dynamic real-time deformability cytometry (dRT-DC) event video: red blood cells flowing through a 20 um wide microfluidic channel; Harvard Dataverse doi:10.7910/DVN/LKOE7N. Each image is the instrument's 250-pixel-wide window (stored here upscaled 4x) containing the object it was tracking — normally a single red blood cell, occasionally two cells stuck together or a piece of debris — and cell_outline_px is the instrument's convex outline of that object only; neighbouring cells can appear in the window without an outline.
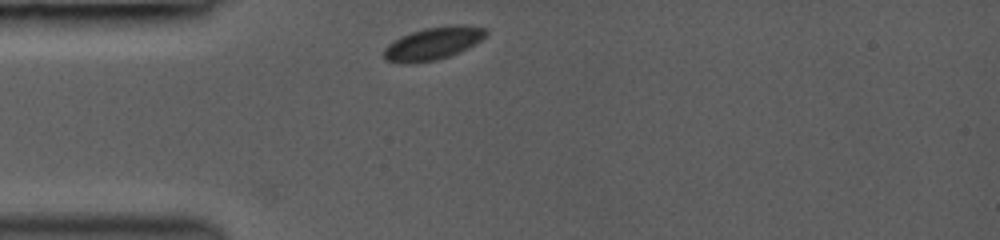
{"species": "common noctule bat (a hibernating species)", "species_latin": "Nyctalus noctula", "temperature_condition": "room temperature", "stored_images_in_passage": 20, "camera_frame_rate_fps": 3000, "um_per_image_px": 0.085, "animal": {"sex": "female", "body_mass_g": 19.0, "forearm_length_mm": 53.3}, "frame": {"image": 1, "passage_image": 1, "time_ms": 0.0, "image_size_px": [1000, 240], "cell_outline_px": [[488, 32], [476, 44], [468, 48], [448, 56], [436, 60], [412, 64], [404, 64], [384, 60], [384, 48], [392, 40], [400, 36], [424, 28], [452, 24], [464, 24], [488, 28]], "centroid_in_image_um": [36.8, 3.68], "position_along_channel_um": 48.2, "area_um2": 19.77}}
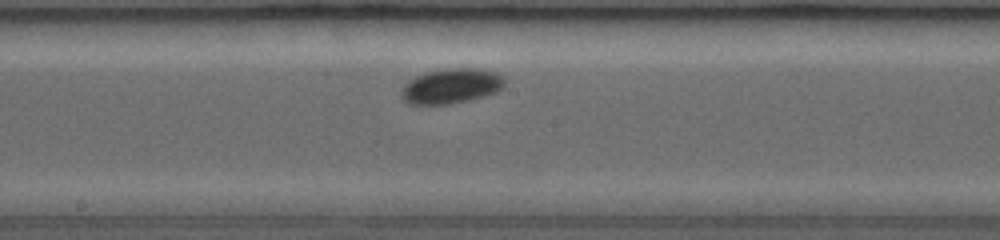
{"frame": {"image": 2, "passage_image": 10, "time_ms": 4.333, "image_size_px": [1000, 240], "cell_outline_px": [[504, 88], [496, 92], [484, 96], [468, 100], [448, 104], [408, 104], [400, 96], [400, 88], [408, 80], [424, 72], [444, 68], [480, 68], [496, 72], [504, 76]], "centroid_in_image_um": [38.34, 7.3], "position_along_channel_um": 209.9, "area_um2": 21.44}}
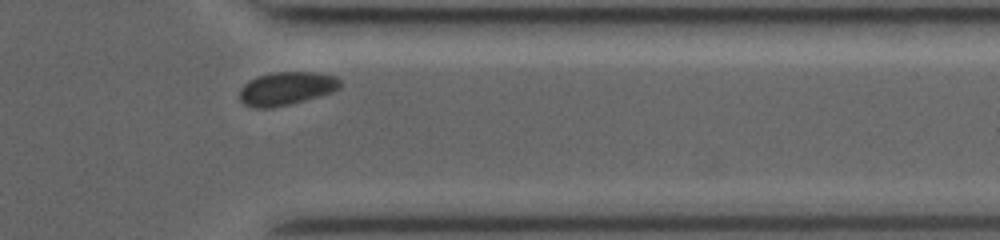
{"frame": {"image": 3, "passage_image": 19, "time_ms": 8.667, "image_size_px": [1000, 240], "cell_outline_px": [[340, 88], [332, 92], [304, 100], [272, 108], [256, 108], [244, 104], [240, 100], [240, 88], [248, 80], [260, 76], [276, 72], [316, 72], [336, 76], [340, 80]], "centroid_in_image_um": [24.34, 7.52], "position_along_channel_um": 387.1, "area_um2": 19.36}}